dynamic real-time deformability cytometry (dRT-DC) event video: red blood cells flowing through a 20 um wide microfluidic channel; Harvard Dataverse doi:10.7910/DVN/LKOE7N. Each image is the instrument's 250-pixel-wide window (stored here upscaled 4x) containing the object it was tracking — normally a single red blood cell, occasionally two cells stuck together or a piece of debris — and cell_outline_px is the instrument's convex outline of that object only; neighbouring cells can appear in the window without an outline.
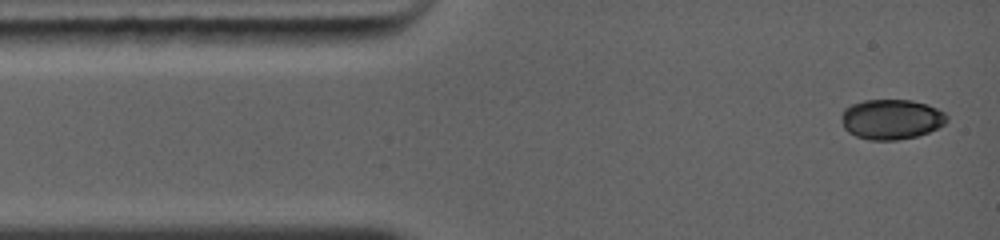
{"species": "common noctule bat (a hibernating species)", "species_latin": "Nyctalus noctula", "temperature_condition": "warm", "stored_images_in_passage": 24, "camera_frame_rate_fps": 5000, "um_per_image_px": 0.085, "animal": {"sex": "female", "body_mass_g": 19.0, "forearm_length_mm": 56.7}, "frame": {"image": 1, "passage_image": 1, "time_ms": 0.0, "image_size_px": [1000, 240], "cell_outline_px": [[948, 120], [944, 124], [928, 132], [916, 136], [896, 140], [868, 140], [856, 136], [848, 132], [844, 128], [844, 108], [852, 104], [864, 100], [912, 100], [928, 104], [944, 112], [948, 116]], "centroid_in_image_um": [75.79, 10.13], "position_along_channel_um": 9.2, "area_um2": 24.45}}
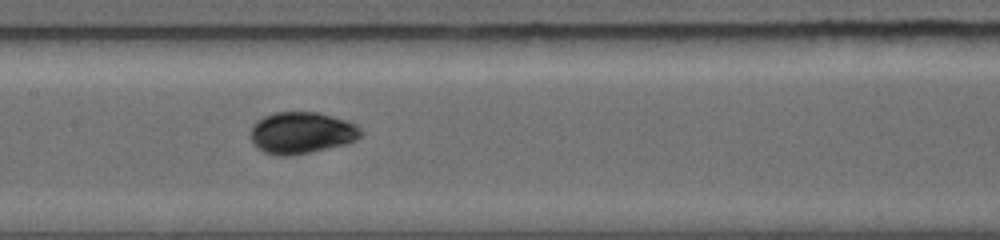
{"frame": {"image": 2, "passage_image": 14, "time_ms": 5.4, "image_size_px": [1000, 240], "cell_outline_px": [[360, 136], [356, 140], [344, 144], [312, 152], [292, 156], [276, 156], [264, 152], [256, 148], [252, 144], [252, 128], [264, 116], [276, 112], [316, 112], [344, 120], [352, 124], [360, 132]], "centroid_in_image_um": [25.58, 11.32], "position_along_channel_um": 181.8, "area_um2": 26.3}}
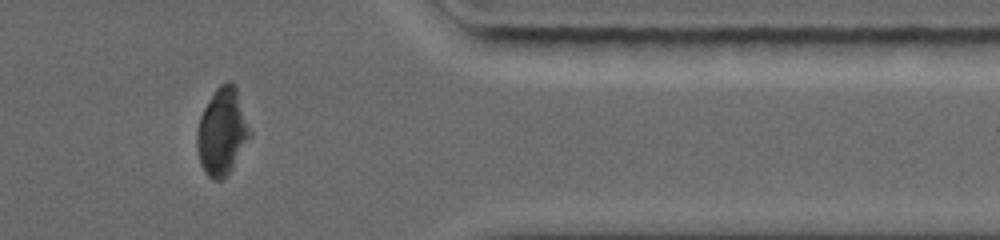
{"frame": {"image": 3, "passage_image": 24, "time_ms": 10.6, "image_size_px": [1000, 240], "cell_outline_px": [[252, 136], [228, 176], [224, 180], [212, 180], [204, 172], [200, 164], [196, 148], [196, 132], [200, 116], [204, 108], [216, 88], [220, 84], [228, 80], [236, 84], [252, 132]], "centroid_in_image_um": [18.9, 11.21], "position_along_channel_um": 392.5, "area_um2": 27.57}, "authors_computed_cell_mechanics": {"area_um2": 25.8655, "velocity_mm_per_s": 4.3509, "shape_relaxation_time_tau1_ms": 2.5834, "shape_relaxation_time_tau2_ms": null, "deformation_change_tau1": 0.117, "deformation_change_tau2": null}}